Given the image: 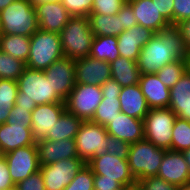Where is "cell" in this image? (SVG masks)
<instances>
[{
  "label": "cell",
  "instance_id": "obj_31",
  "mask_svg": "<svg viewBox=\"0 0 190 190\" xmlns=\"http://www.w3.org/2000/svg\"><path fill=\"white\" fill-rule=\"evenodd\" d=\"M121 112L119 96H103L91 122L107 126Z\"/></svg>",
  "mask_w": 190,
  "mask_h": 190
},
{
  "label": "cell",
  "instance_id": "obj_59",
  "mask_svg": "<svg viewBox=\"0 0 190 190\" xmlns=\"http://www.w3.org/2000/svg\"><path fill=\"white\" fill-rule=\"evenodd\" d=\"M2 157H3V153H2V151L0 149V158H2Z\"/></svg>",
  "mask_w": 190,
  "mask_h": 190
},
{
  "label": "cell",
  "instance_id": "obj_37",
  "mask_svg": "<svg viewBox=\"0 0 190 190\" xmlns=\"http://www.w3.org/2000/svg\"><path fill=\"white\" fill-rule=\"evenodd\" d=\"M127 0H93L90 14L115 15Z\"/></svg>",
  "mask_w": 190,
  "mask_h": 190
},
{
  "label": "cell",
  "instance_id": "obj_43",
  "mask_svg": "<svg viewBox=\"0 0 190 190\" xmlns=\"http://www.w3.org/2000/svg\"><path fill=\"white\" fill-rule=\"evenodd\" d=\"M173 2V25L181 20L190 19V0H174Z\"/></svg>",
  "mask_w": 190,
  "mask_h": 190
},
{
  "label": "cell",
  "instance_id": "obj_48",
  "mask_svg": "<svg viewBox=\"0 0 190 190\" xmlns=\"http://www.w3.org/2000/svg\"><path fill=\"white\" fill-rule=\"evenodd\" d=\"M183 39L184 47L187 54L190 53V19L181 20L176 24Z\"/></svg>",
  "mask_w": 190,
  "mask_h": 190
},
{
  "label": "cell",
  "instance_id": "obj_26",
  "mask_svg": "<svg viewBox=\"0 0 190 190\" xmlns=\"http://www.w3.org/2000/svg\"><path fill=\"white\" fill-rule=\"evenodd\" d=\"M110 67L111 78L118 82L122 87L132 86L139 83L141 73L136 61L119 56L110 63Z\"/></svg>",
  "mask_w": 190,
  "mask_h": 190
},
{
  "label": "cell",
  "instance_id": "obj_41",
  "mask_svg": "<svg viewBox=\"0 0 190 190\" xmlns=\"http://www.w3.org/2000/svg\"><path fill=\"white\" fill-rule=\"evenodd\" d=\"M143 190H178L179 187L157 176L147 177L138 182Z\"/></svg>",
  "mask_w": 190,
  "mask_h": 190
},
{
  "label": "cell",
  "instance_id": "obj_28",
  "mask_svg": "<svg viewBox=\"0 0 190 190\" xmlns=\"http://www.w3.org/2000/svg\"><path fill=\"white\" fill-rule=\"evenodd\" d=\"M90 29L94 36L117 37L124 29L121 26V15L89 14Z\"/></svg>",
  "mask_w": 190,
  "mask_h": 190
},
{
  "label": "cell",
  "instance_id": "obj_19",
  "mask_svg": "<svg viewBox=\"0 0 190 190\" xmlns=\"http://www.w3.org/2000/svg\"><path fill=\"white\" fill-rule=\"evenodd\" d=\"M154 32L140 25L132 26L117 36L120 56L137 61L142 47L151 39Z\"/></svg>",
  "mask_w": 190,
  "mask_h": 190
},
{
  "label": "cell",
  "instance_id": "obj_39",
  "mask_svg": "<svg viewBox=\"0 0 190 190\" xmlns=\"http://www.w3.org/2000/svg\"><path fill=\"white\" fill-rule=\"evenodd\" d=\"M33 109L14 105L10 110L6 123L31 127V112Z\"/></svg>",
  "mask_w": 190,
  "mask_h": 190
},
{
  "label": "cell",
  "instance_id": "obj_38",
  "mask_svg": "<svg viewBox=\"0 0 190 190\" xmlns=\"http://www.w3.org/2000/svg\"><path fill=\"white\" fill-rule=\"evenodd\" d=\"M17 92V81L0 79V104L15 105Z\"/></svg>",
  "mask_w": 190,
  "mask_h": 190
},
{
  "label": "cell",
  "instance_id": "obj_12",
  "mask_svg": "<svg viewBox=\"0 0 190 190\" xmlns=\"http://www.w3.org/2000/svg\"><path fill=\"white\" fill-rule=\"evenodd\" d=\"M86 163L80 158L40 165L45 190H63Z\"/></svg>",
  "mask_w": 190,
  "mask_h": 190
},
{
  "label": "cell",
  "instance_id": "obj_4",
  "mask_svg": "<svg viewBox=\"0 0 190 190\" xmlns=\"http://www.w3.org/2000/svg\"><path fill=\"white\" fill-rule=\"evenodd\" d=\"M59 34L64 57L80 59L89 56L94 34L88 17L72 16Z\"/></svg>",
  "mask_w": 190,
  "mask_h": 190
},
{
  "label": "cell",
  "instance_id": "obj_5",
  "mask_svg": "<svg viewBox=\"0 0 190 190\" xmlns=\"http://www.w3.org/2000/svg\"><path fill=\"white\" fill-rule=\"evenodd\" d=\"M64 57L60 34L38 29L30 37V54L26 67L44 71L54 61Z\"/></svg>",
  "mask_w": 190,
  "mask_h": 190
},
{
  "label": "cell",
  "instance_id": "obj_46",
  "mask_svg": "<svg viewBox=\"0 0 190 190\" xmlns=\"http://www.w3.org/2000/svg\"><path fill=\"white\" fill-rule=\"evenodd\" d=\"M7 162L4 157L0 158V190H7L14 187Z\"/></svg>",
  "mask_w": 190,
  "mask_h": 190
},
{
  "label": "cell",
  "instance_id": "obj_45",
  "mask_svg": "<svg viewBox=\"0 0 190 190\" xmlns=\"http://www.w3.org/2000/svg\"><path fill=\"white\" fill-rule=\"evenodd\" d=\"M94 190H121L124 186L117 180L102 179V175H94Z\"/></svg>",
  "mask_w": 190,
  "mask_h": 190
},
{
  "label": "cell",
  "instance_id": "obj_52",
  "mask_svg": "<svg viewBox=\"0 0 190 190\" xmlns=\"http://www.w3.org/2000/svg\"><path fill=\"white\" fill-rule=\"evenodd\" d=\"M15 0H0V11L6 8L9 4L14 2Z\"/></svg>",
  "mask_w": 190,
  "mask_h": 190
},
{
  "label": "cell",
  "instance_id": "obj_22",
  "mask_svg": "<svg viewBox=\"0 0 190 190\" xmlns=\"http://www.w3.org/2000/svg\"><path fill=\"white\" fill-rule=\"evenodd\" d=\"M131 5L137 23L150 29L154 33L160 32L170 23L160 14L155 1L152 0H127Z\"/></svg>",
  "mask_w": 190,
  "mask_h": 190
},
{
  "label": "cell",
  "instance_id": "obj_3",
  "mask_svg": "<svg viewBox=\"0 0 190 190\" xmlns=\"http://www.w3.org/2000/svg\"><path fill=\"white\" fill-rule=\"evenodd\" d=\"M38 29L35 7L29 0H15L0 11L1 34L31 37Z\"/></svg>",
  "mask_w": 190,
  "mask_h": 190
},
{
  "label": "cell",
  "instance_id": "obj_21",
  "mask_svg": "<svg viewBox=\"0 0 190 190\" xmlns=\"http://www.w3.org/2000/svg\"><path fill=\"white\" fill-rule=\"evenodd\" d=\"M138 85L149 109L168 108L170 88L160 81L157 74H141Z\"/></svg>",
  "mask_w": 190,
  "mask_h": 190
},
{
  "label": "cell",
  "instance_id": "obj_18",
  "mask_svg": "<svg viewBox=\"0 0 190 190\" xmlns=\"http://www.w3.org/2000/svg\"><path fill=\"white\" fill-rule=\"evenodd\" d=\"M38 27L42 31L60 33L72 17L60 1L35 6Z\"/></svg>",
  "mask_w": 190,
  "mask_h": 190
},
{
  "label": "cell",
  "instance_id": "obj_44",
  "mask_svg": "<svg viewBox=\"0 0 190 190\" xmlns=\"http://www.w3.org/2000/svg\"><path fill=\"white\" fill-rule=\"evenodd\" d=\"M118 14L121 15V26H123L124 30H128L132 26L138 25L132 7L127 1L119 10Z\"/></svg>",
  "mask_w": 190,
  "mask_h": 190
},
{
  "label": "cell",
  "instance_id": "obj_10",
  "mask_svg": "<svg viewBox=\"0 0 190 190\" xmlns=\"http://www.w3.org/2000/svg\"><path fill=\"white\" fill-rule=\"evenodd\" d=\"M86 164L92 169L94 175H102V179L117 180L124 187L137 184V180L131 174L127 159H121L106 152L93 157Z\"/></svg>",
  "mask_w": 190,
  "mask_h": 190
},
{
  "label": "cell",
  "instance_id": "obj_23",
  "mask_svg": "<svg viewBox=\"0 0 190 190\" xmlns=\"http://www.w3.org/2000/svg\"><path fill=\"white\" fill-rule=\"evenodd\" d=\"M35 143L30 126L8 123L0 125V149L3 155Z\"/></svg>",
  "mask_w": 190,
  "mask_h": 190
},
{
  "label": "cell",
  "instance_id": "obj_29",
  "mask_svg": "<svg viewBox=\"0 0 190 190\" xmlns=\"http://www.w3.org/2000/svg\"><path fill=\"white\" fill-rule=\"evenodd\" d=\"M0 50L26 63L30 54V37L1 34Z\"/></svg>",
  "mask_w": 190,
  "mask_h": 190
},
{
  "label": "cell",
  "instance_id": "obj_50",
  "mask_svg": "<svg viewBox=\"0 0 190 190\" xmlns=\"http://www.w3.org/2000/svg\"><path fill=\"white\" fill-rule=\"evenodd\" d=\"M14 105L0 104V125L6 123L10 110Z\"/></svg>",
  "mask_w": 190,
  "mask_h": 190
},
{
  "label": "cell",
  "instance_id": "obj_27",
  "mask_svg": "<svg viewBox=\"0 0 190 190\" xmlns=\"http://www.w3.org/2000/svg\"><path fill=\"white\" fill-rule=\"evenodd\" d=\"M82 123L83 120L65 110L53 126V129L49 130L45 139L54 141L75 139Z\"/></svg>",
  "mask_w": 190,
  "mask_h": 190
},
{
  "label": "cell",
  "instance_id": "obj_16",
  "mask_svg": "<svg viewBox=\"0 0 190 190\" xmlns=\"http://www.w3.org/2000/svg\"><path fill=\"white\" fill-rule=\"evenodd\" d=\"M156 176L178 187L189 183L190 170L183 153L166 150Z\"/></svg>",
  "mask_w": 190,
  "mask_h": 190
},
{
  "label": "cell",
  "instance_id": "obj_33",
  "mask_svg": "<svg viewBox=\"0 0 190 190\" xmlns=\"http://www.w3.org/2000/svg\"><path fill=\"white\" fill-rule=\"evenodd\" d=\"M25 68V62L0 50V79L17 81Z\"/></svg>",
  "mask_w": 190,
  "mask_h": 190
},
{
  "label": "cell",
  "instance_id": "obj_1",
  "mask_svg": "<svg viewBox=\"0 0 190 190\" xmlns=\"http://www.w3.org/2000/svg\"><path fill=\"white\" fill-rule=\"evenodd\" d=\"M187 51L176 25L154 33L142 47L137 59L141 74H156L160 68L176 60H186Z\"/></svg>",
  "mask_w": 190,
  "mask_h": 190
},
{
  "label": "cell",
  "instance_id": "obj_42",
  "mask_svg": "<svg viewBox=\"0 0 190 190\" xmlns=\"http://www.w3.org/2000/svg\"><path fill=\"white\" fill-rule=\"evenodd\" d=\"M15 186L18 190H45V185L40 170L34 174H31L28 178L22 180Z\"/></svg>",
  "mask_w": 190,
  "mask_h": 190
},
{
  "label": "cell",
  "instance_id": "obj_25",
  "mask_svg": "<svg viewBox=\"0 0 190 190\" xmlns=\"http://www.w3.org/2000/svg\"><path fill=\"white\" fill-rule=\"evenodd\" d=\"M119 102L121 112L128 116L144 120V117L149 112L145 96L138 84L122 87Z\"/></svg>",
  "mask_w": 190,
  "mask_h": 190
},
{
  "label": "cell",
  "instance_id": "obj_49",
  "mask_svg": "<svg viewBox=\"0 0 190 190\" xmlns=\"http://www.w3.org/2000/svg\"><path fill=\"white\" fill-rule=\"evenodd\" d=\"M103 96H119L122 86L113 78L108 79L101 86Z\"/></svg>",
  "mask_w": 190,
  "mask_h": 190
},
{
  "label": "cell",
  "instance_id": "obj_32",
  "mask_svg": "<svg viewBox=\"0 0 190 190\" xmlns=\"http://www.w3.org/2000/svg\"><path fill=\"white\" fill-rule=\"evenodd\" d=\"M190 148V121L176 118L172 130L171 150L183 152Z\"/></svg>",
  "mask_w": 190,
  "mask_h": 190
},
{
  "label": "cell",
  "instance_id": "obj_7",
  "mask_svg": "<svg viewBox=\"0 0 190 190\" xmlns=\"http://www.w3.org/2000/svg\"><path fill=\"white\" fill-rule=\"evenodd\" d=\"M176 114L170 108L149 109L144 117V138L156 147L171 150Z\"/></svg>",
  "mask_w": 190,
  "mask_h": 190
},
{
  "label": "cell",
  "instance_id": "obj_53",
  "mask_svg": "<svg viewBox=\"0 0 190 190\" xmlns=\"http://www.w3.org/2000/svg\"><path fill=\"white\" fill-rule=\"evenodd\" d=\"M182 153H183V155H184V157H185V160H186L187 165H188L189 170H190V148L184 150Z\"/></svg>",
  "mask_w": 190,
  "mask_h": 190
},
{
  "label": "cell",
  "instance_id": "obj_15",
  "mask_svg": "<svg viewBox=\"0 0 190 190\" xmlns=\"http://www.w3.org/2000/svg\"><path fill=\"white\" fill-rule=\"evenodd\" d=\"M66 110L65 103L37 105L31 112V130L35 141L45 139L49 130Z\"/></svg>",
  "mask_w": 190,
  "mask_h": 190
},
{
  "label": "cell",
  "instance_id": "obj_54",
  "mask_svg": "<svg viewBox=\"0 0 190 190\" xmlns=\"http://www.w3.org/2000/svg\"><path fill=\"white\" fill-rule=\"evenodd\" d=\"M129 190H143L141 186L137 183L133 186H129Z\"/></svg>",
  "mask_w": 190,
  "mask_h": 190
},
{
  "label": "cell",
  "instance_id": "obj_56",
  "mask_svg": "<svg viewBox=\"0 0 190 190\" xmlns=\"http://www.w3.org/2000/svg\"><path fill=\"white\" fill-rule=\"evenodd\" d=\"M186 61H187V70L190 72V53L187 54Z\"/></svg>",
  "mask_w": 190,
  "mask_h": 190
},
{
  "label": "cell",
  "instance_id": "obj_35",
  "mask_svg": "<svg viewBox=\"0 0 190 190\" xmlns=\"http://www.w3.org/2000/svg\"><path fill=\"white\" fill-rule=\"evenodd\" d=\"M93 182L94 173L92 169L85 164L63 190H94Z\"/></svg>",
  "mask_w": 190,
  "mask_h": 190
},
{
  "label": "cell",
  "instance_id": "obj_57",
  "mask_svg": "<svg viewBox=\"0 0 190 190\" xmlns=\"http://www.w3.org/2000/svg\"><path fill=\"white\" fill-rule=\"evenodd\" d=\"M7 190H18L16 186L10 188V189H7Z\"/></svg>",
  "mask_w": 190,
  "mask_h": 190
},
{
  "label": "cell",
  "instance_id": "obj_30",
  "mask_svg": "<svg viewBox=\"0 0 190 190\" xmlns=\"http://www.w3.org/2000/svg\"><path fill=\"white\" fill-rule=\"evenodd\" d=\"M117 43L114 36H94L89 57L112 63L120 56Z\"/></svg>",
  "mask_w": 190,
  "mask_h": 190
},
{
  "label": "cell",
  "instance_id": "obj_20",
  "mask_svg": "<svg viewBox=\"0 0 190 190\" xmlns=\"http://www.w3.org/2000/svg\"><path fill=\"white\" fill-rule=\"evenodd\" d=\"M106 131L109 136L132 144L144 139V121L119 112L106 126Z\"/></svg>",
  "mask_w": 190,
  "mask_h": 190
},
{
  "label": "cell",
  "instance_id": "obj_40",
  "mask_svg": "<svg viewBox=\"0 0 190 190\" xmlns=\"http://www.w3.org/2000/svg\"><path fill=\"white\" fill-rule=\"evenodd\" d=\"M131 144L108 135L107 152L121 159H128Z\"/></svg>",
  "mask_w": 190,
  "mask_h": 190
},
{
  "label": "cell",
  "instance_id": "obj_58",
  "mask_svg": "<svg viewBox=\"0 0 190 190\" xmlns=\"http://www.w3.org/2000/svg\"><path fill=\"white\" fill-rule=\"evenodd\" d=\"M121 190H129V186L122 188Z\"/></svg>",
  "mask_w": 190,
  "mask_h": 190
},
{
  "label": "cell",
  "instance_id": "obj_14",
  "mask_svg": "<svg viewBox=\"0 0 190 190\" xmlns=\"http://www.w3.org/2000/svg\"><path fill=\"white\" fill-rule=\"evenodd\" d=\"M76 83L101 86L111 78V67L107 61L92 57L75 59Z\"/></svg>",
  "mask_w": 190,
  "mask_h": 190
},
{
  "label": "cell",
  "instance_id": "obj_34",
  "mask_svg": "<svg viewBox=\"0 0 190 190\" xmlns=\"http://www.w3.org/2000/svg\"><path fill=\"white\" fill-rule=\"evenodd\" d=\"M186 70L187 61L176 60L160 68V70H158L156 74L165 86L171 88L178 82V80L183 75V73L186 72Z\"/></svg>",
  "mask_w": 190,
  "mask_h": 190
},
{
  "label": "cell",
  "instance_id": "obj_8",
  "mask_svg": "<svg viewBox=\"0 0 190 190\" xmlns=\"http://www.w3.org/2000/svg\"><path fill=\"white\" fill-rule=\"evenodd\" d=\"M102 99L100 86L76 83L65 100L66 110L83 121H91Z\"/></svg>",
  "mask_w": 190,
  "mask_h": 190
},
{
  "label": "cell",
  "instance_id": "obj_11",
  "mask_svg": "<svg viewBox=\"0 0 190 190\" xmlns=\"http://www.w3.org/2000/svg\"><path fill=\"white\" fill-rule=\"evenodd\" d=\"M14 185L40 170L36 143L3 155Z\"/></svg>",
  "mask_w": 190,
  "mask_h": 190
},
{
  "label": "cell",
  "instance_id": "obj_6",
  "mask_svg": "<svg viewBox=\"0 0 190 190\" xmlns=\"http://www.w3.org/2000/svg\"><path fill=\"white\" fill-rule=\"evenodd\" d=\"M165 152L166 149L156 147L145 138L131 144L127 160L137 183L158 174Z\"/></svg>",
  "mask_w": 190,
  "mask_h": 190
},
{
  "label": "cell",
  "instance_id": "obj_9",
  "mask_svg": "<svg viewBox=\"0 0 190 190\" xmlns=\"http://www.w3.org/2000/svg\"><path fill=\"white\" fill-rule=\"evenodd\" d=\"M78 157L85 163L93 157L107 152L108 133L106 127L91 121H83L75 137Z\"/></svg>",
  "mask_w": 190,
  "mask_h": 190
},
{
  "label": "cell",
  "instance_id": "obj_24",
  "mask_svg": "<svg viewBox=\"0 0 190 190\" xmlns=\"http://www.w3.org/2000/svg\"><path fill=\"white\" fill-rule=\"evenodd\" d=\"M178 118L190 121V72L186 70L170 88L169 106Z\"/></svg>",
  "mask_w": 190,
  "mask_h": 190
},
{
  "label": "cell",
  "instance_id": "obj_47",
  "mask_svg": "<svg viewBox=\"0 0 190 190\" xmlns=\"http://www.w3.org/2000/svg\"><path fill=\"white\" fill-rule=\"evenodd\" d=\"M155 1L156 7L160 14L173 25V1L174 0H152Z\"/></svg>",
  "mask_w": 190,
  "mask_h": 190
},
{
  "label": "cell",
  "instance_id": "obj_55",
  "mask_svg": "<svg viewBox=\"0 0 190 190\" xmlns=\"http://www.w3.org/2000/svg\"><path fill=\"white\" fill-rule=\"evenodd\" d=\"M178 190H190V182L183 186H179Z\"/></svg>",
  "mask_w": 190,
  "mask_h": 190
},
{
  "label": "cell",
  "instance_id": "obj_36",
  "mask_svg": "<svg viewBox=\"0 0 190 190\" xmlns=\"http://www.w3.org/2000/svg\"><path fill=\"white\" fill-rule=\"evenodd\" d=\"M71 16L88 17L92 11L93 0H60Z\"/></svg>",
  "mask_w": 190,
  "mask_h": 190
},
{
  "label": "cell",
  "instance_id": "obj_13",
  "mask_svg": "<svg viewBox=\"0 0 190 190\" xmlns=\"http://www.w3.org/2000/svg\"><path fill=\"white\" fill-rule=\"evenodd\" d=\"M74 63L75 59L62 57L44 70L45 76L52 85V89L64 101L68 98L76 84Z\"/></svg>",
  "mask_w": 190,
  "mask_h": 190
},
{
  "label": "cell",
  "instance_id": "obj_51",
  "mask_svg": "<svg viewBox=\"0 0 190 190\" xmlns=\"http://www.w3.org/2000/svg\"><path fill=\"white\" fill-rule=\"evenodd\" d=\"M29 1L35 7L36 5H39V4H44V3H48V2H55V1H60V0H29Z\"/></svg>",
  "mask_w": 190,
  "mask_h": 190
},
{
  "label": "cell",
  "instance_id": "obj_2",
  "mask_svg": "<svg viewBox=\"0 0 190 190\" xmlns=\"http://www.w3.org/2000/svg\"><path fill=\"white\" fill-rule=\"evenodd\" d=\"M18 92L15 105L24 108H35L37 105L49 103H65L52 89L44 71L26 67L17 79Z\"/></svg>",
  "mask_w": 190,
  "mask_h": 190
},
{
  "label": "cell",
  "instance_id": "obj_17",
  "mask_svg": "<svg viewBox=\"0 0 190 190\" xmlns=\"http://www.w3.org/2000/svg\"><path fill=\"white\" fill-rule=\"evenodd\" d=\"M40 165H50L59 160L79 158L75 139L36 141Z\"/></svg>",
  "mask_w": 190,
  "mask_h": 190
}]
</instances>
